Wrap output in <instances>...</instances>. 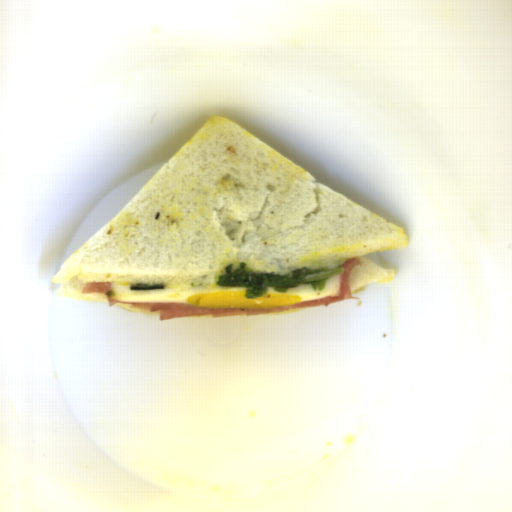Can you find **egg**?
<instances>
[{"mask_svg": "<svg viewBox=\"0 0 512 512\" xmlns=\"http://www.w3.org/2000/svg\"><path fill=\"white\" fill-rule=\"evenodd\" d=\"M131 285L112 283L111 299L122 303H181L205 309H262L292 306L320 298L335 296L341 288V277L328 279L322 291H315L309 283L288 288L286 293H278L268 288L260 298L247 299L245 289L239 287H194L184 291L168 288L152 291L131 290Z\"/></svg>", "mask_w": 512, "mask_h": 512, "instance_id": "1", "label": "egg"}]
</instances>
